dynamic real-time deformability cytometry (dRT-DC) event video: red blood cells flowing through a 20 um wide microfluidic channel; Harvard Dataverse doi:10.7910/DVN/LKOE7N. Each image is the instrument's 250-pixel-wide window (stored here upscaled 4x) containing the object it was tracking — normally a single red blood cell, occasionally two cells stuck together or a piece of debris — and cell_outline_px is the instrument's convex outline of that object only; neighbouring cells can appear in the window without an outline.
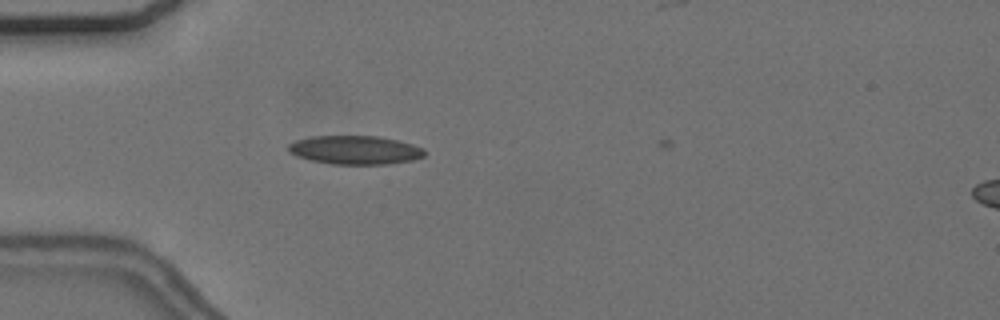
{"species": "common noctule bat (a hibernating species)", "species_latin": "Nyctalus noctula", "temperature_condition": "cold", "stored_images_in_passage": 3, "camera_frame_rate_fps": 3000, "um_per_image_px": 0.085, "animal": {"sex": "female", "body_mass_g": 24.6, "forearm_length_mm": 56.2}, "frame": {"image": 1, "passage_image": 2, "time_ms": 0.333, "image_size_px": [1000, 320], "cell_outline_px": [[424, 156], [412, 160], [388, 164], [332, 164], [312, 160], [296, 156], [288, 148], [288, 144], [296, 140], [312, 136], [380, 136], [412, 144], [424, 148]], "centroid_in_image_um": [30.19, 12.74], "position_along_channel_um": 54.8, "area_um2": 22.6}}